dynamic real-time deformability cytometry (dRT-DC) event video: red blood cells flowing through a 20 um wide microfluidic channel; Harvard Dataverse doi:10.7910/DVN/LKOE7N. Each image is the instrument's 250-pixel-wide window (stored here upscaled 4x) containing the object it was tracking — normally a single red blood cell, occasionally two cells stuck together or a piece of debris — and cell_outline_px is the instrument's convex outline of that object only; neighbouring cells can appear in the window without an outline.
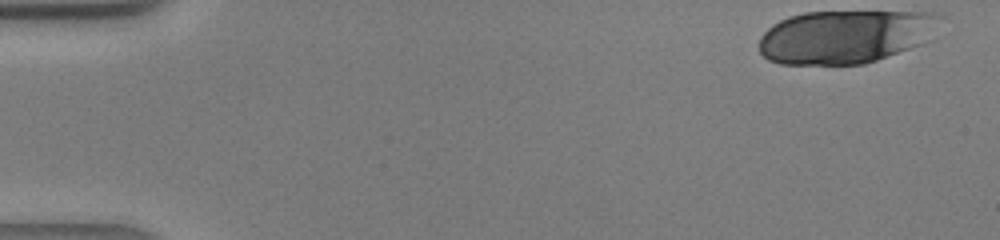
{"species": "human", "species_latin": "Homo sapiens", "temperature_condition": "warm", "stored_images_in_passage": 40, "camera_frame_rate_fps": 3000, "um_per_image_px": 0.085, "donor": {"sex": "male"}, "frame": {"image": 1, "passage_image": 1, "time_ms": 0.0, "image_size_px": [1000, 240], "cell_outline_px": [[944, 16], [920, 44], [876, 60], [864, 64], [780, 64], [768, 60], [760, 52], [760, 36], [772, 24], [788, 16], [804, 12], [944, 12]], "centroid_in_image_um": [71.8, 3.1], "position_along_channel_um": 13.2, "area_um2": 55.89}}
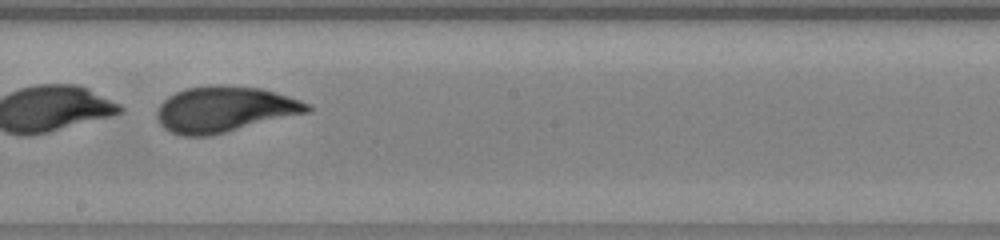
{"frame": {"image": 2, "passage_image": 23, "time_ms": 7.333, "image_size_px": [1000, 240], "cell_outline_px": [[312, 112], [212, 136], [180, 136], [164, 128], [160, 124], [156, 116], [156, 112], [160, 104], [168, 96], [184, 88], [208, 84], [228, 84], [260, 88], [288, 96], [312, 104]], "centroid_in_image_um": [19.11, 9.29], "position_along_channel_um": 229.1, "area_um2": 40.98}}
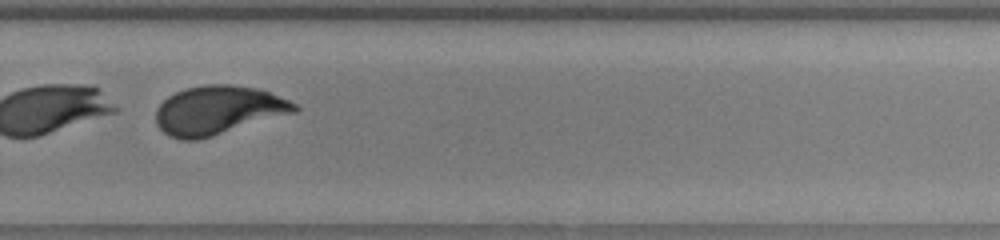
{"frame": {"image": 3, "passage_image": 28, "time_ms": 9.0, "image_size_px": [1000, 240], "cell_outline_px": [[300, 108], [296, 112], [212, 136], [196, 140], [180, 140], [168, 136], [156, 124], [156, 108], [168, 96], [184, 88], [204, 84], [232, 84], [256, 88], [268, 92], [288, 100], [296, 104]], "centroid_in_image_um": [18.51, 9.36], "position_along_channel_um": 311.3, "area_um2": 39.36}}